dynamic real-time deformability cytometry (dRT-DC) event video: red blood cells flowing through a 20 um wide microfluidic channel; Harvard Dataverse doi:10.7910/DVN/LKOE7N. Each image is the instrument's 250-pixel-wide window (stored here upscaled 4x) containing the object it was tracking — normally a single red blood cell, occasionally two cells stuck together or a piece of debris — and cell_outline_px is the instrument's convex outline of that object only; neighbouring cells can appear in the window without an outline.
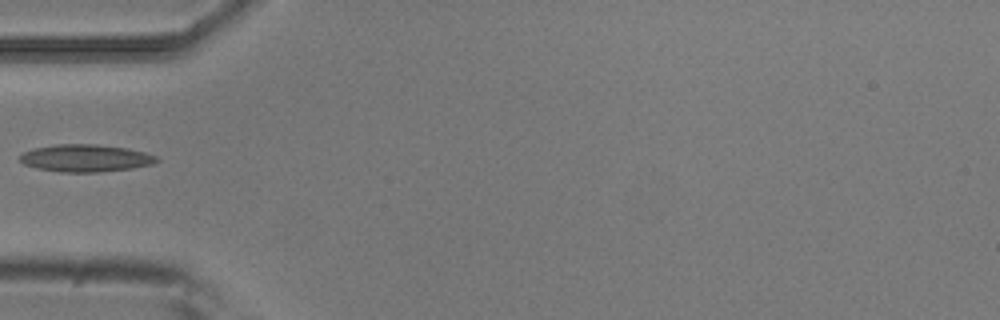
{"species": "common noctule bat (a hibernating species)", "species_latin": "Nyctalus noctula", "temperature_condition": "room temperature", "stored_images_in_passage": 5, "camera_frame_rate_fps": 3000, "um_per_image_px": 0.085, "animal": {"sex": "male", "body_mass_g": 20.5, "forearm_length_mm": 52.5}, "frame": {"image": 1, "passage_image": 5, "time_ms": 1.333, "image_size_px": [1000, 320], "cell_outline_px": [[160, 160], [152, 164], [132, 168], [96, 172], [60, 172], [36, 168], [24, 164], [20, 160], [20, 156], [24, 152], [32, 148], [56, 144], [96, 144], [124, 148], [144, 152], [156, 156]], "centroid_in_image_um": [7.25, 13.44], "position_along_channel_um": 77.8, "area_um2": 21.68}}